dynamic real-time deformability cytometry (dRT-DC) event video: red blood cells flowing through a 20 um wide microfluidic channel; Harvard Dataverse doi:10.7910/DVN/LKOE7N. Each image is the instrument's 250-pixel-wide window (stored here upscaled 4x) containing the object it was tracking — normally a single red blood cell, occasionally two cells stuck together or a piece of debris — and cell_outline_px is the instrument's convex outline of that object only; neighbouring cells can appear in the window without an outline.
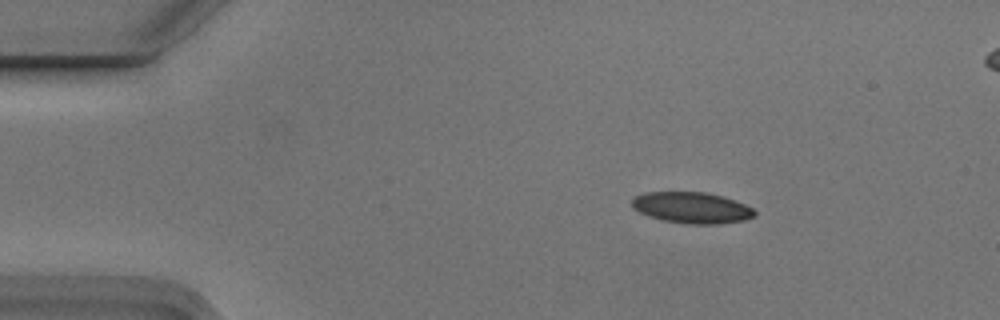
{"species": "Egyptian fruit bat (a non-hibernating species)", "species_latin": "Rousettus aegyptiacus", "temperature_condition": "cold", "stored_images_in_passage": 5, "camera_frame_rate_fps": 3000, "um_per_image_px": 0.085, "animal": {"sex": "male"}, "frame": {"image": 1, "passage_image": 2, "time_ms": 0.333, "image_size_px": [1000, 320], "cell_outline_px": [[756, 216], [744, 220], [720, 224], [688, 224], [664, 220], [648, 216], [632, 208], [632, 196], [644, 192], [704, 192], [724, 196], [744, 204], [752, 208], [756, 212]], "centroid_in_image_um": [58.79, 17.65], "position_along_channel_um": 26.2, "area_um2": 22.43}}